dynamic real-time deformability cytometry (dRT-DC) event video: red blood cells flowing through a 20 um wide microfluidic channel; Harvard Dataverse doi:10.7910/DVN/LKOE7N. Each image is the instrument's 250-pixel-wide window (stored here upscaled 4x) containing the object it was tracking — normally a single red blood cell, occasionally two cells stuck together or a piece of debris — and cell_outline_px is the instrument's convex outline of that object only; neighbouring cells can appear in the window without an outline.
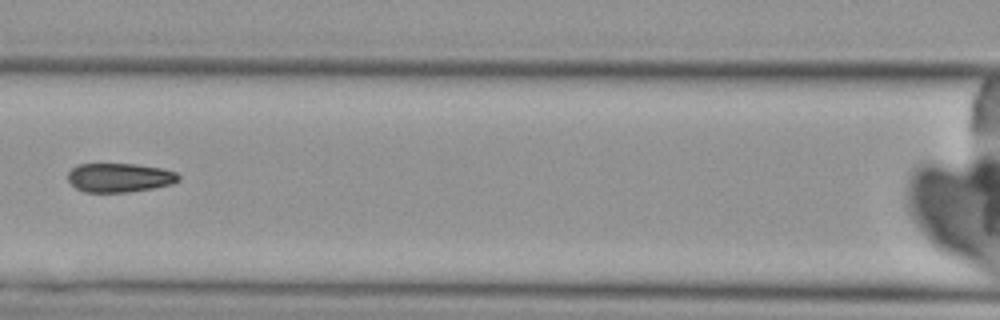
{"species": "Egyptian fruit bat (a non-hibernating species)", "species_latin": "Rousettus aegyptiacus", "temperature_condition": "cold", "stored_images_in_passage": 7, "camera_frame_rate_fps": 3000, "um_per_image_px": 0.085, "animal": {"sex": "female"}, "frame": {"image": 1, "passage_image": 7, "time_ms": 8.0, "image_size_px": [1000, 320], "cell_outline_px": [[180, 180], [172, 184], [152, 188], [128, 192], [84, 192], [76, 188], [68, 180], [68, 172], [76, 164], [136, 164], [164, 168], [176, 172], [180, 176]], "centroid_in_image_um": [10.17, 15.09], "position_along_channel_um": 156.4, "area_um2": 18.84}}